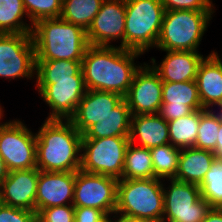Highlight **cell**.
Masks as SVG:
<instances>
[{"label":"cell","mask_w":222,"mask_h":222,"mask_svg":"<svg viewBox=\"0 0 222 222\" xmlns=\"http://www.w3.org/2000/svg\"><path fill=\"white\" fill-rule=\"evenodd\" d=\"M0 155L9 170L37 168L36 133L21 120L0 126Z\"/></svg>","instance_id":"9c48e42d"},{"label":"cell","mask_w":222,"mask_h":222,"mask_svg":"<svg viewBox=\"0 0 222 222\" xmlns=\"http://www.w3.org/2000/svg\"><path fill=\"white\" fill-rule=\"evenodd\" d=\"M23 16L28 17L23 0H0V33L31 34L33 24H27Z\"/></svg>","instance_id":"484cf974"},{"label":"cell","mask_w":222,"mask_h":222,"mask_svg":"<svg viewBox=\"0 0 222 222\" xmlns=\"http://www.w3.org/2000/svg\"><path fill=\"white\" fill-rule=\"evenodd\" d=\"M125 49L145 54L157 44L164 16L161 0H125Z\"/></svg>","instance_id":"8992f818"},{"label":"cell","mask_w":222,"mask_h":222,"mask_svg":"<svg viewBox=\"0 0 222 222\" xmlns=\"http://www.w3.org/2000/svg\"><path fill=\"white\" fill-rule=\"evenodd\" d=\"M39 170H15L0 184V203L35 212Z\"/></svg>","instance_id":"e0dca14e"},{"label":"cell","mask_w":222,"mask_h":222,"mask_svg":"<svg viewBox=\"0 0 222 222\" xmlns=\"http://www.w3.org/2000/svg\"><path fill=\"white\" fill-rule=\"evenodd\" d=\"M23 4L34 25L41 19L60 18L63 0H23Z\"/></svg>","instance_id":"1f68e13d"},{"label":"cell","mask_w":222,"mask_h":222,"mask_svg":"<svg viewBox=\"0 0 222 222\" xmlns=\"http://www.w3.org/2000/svg\"><path fill=\"white\" fill-rule=\"evenodd\" d=\"M181 149L168 143L150 149L153 163L154 178L165 179L175 178Z\"/></svg>","instance_id":"f1b7e54d"},{"label":"cell","mask_w":222,"mask_h":222,"mask_svg":"<svg viewBox=\"0 0 222 222\" xmlns=\"http://www.w3.org/2000/svg\"><path fill=\"white\" fill-rule=\"evenodd\" d=\"M196 82L202 108L222 110V64L212 53L200 63Z\"/></svg>","instance_id":"ffe728a7"},{"label":"cell","mask_w":222,"mask_h":222,"mask_svg":"<svg viewBox=\"0 0 222 222\" xmlns=\"http://www.w3.org/2000/svg\"><path fill=\"white\" fill-rule=\"evenodd\" d=\"M216 159L222 160V110H220V128L215 149L212 151Z\"/></svg>","instance_id":"f35d334b"},{"label":"cell","mask_w":222,"mask_h":222,"mask_svg":"<svg viewBox=\"0 0 222 222\" xmlns=\"http://www.w3.org/2000/svg\"><path fill=\"white\" fill-rule=\"evenodd\" d=\"M104 0H63L60 18L85 31L98 14Z\"/></svg>","instance_id":"4316f807"},{"label":"cell","mask_w":222,"mask_h":222,"mask_svg":"<svg viewBox=\"0 0 222 222\" xmlns=\"http://www.w3.org/2000/svg\"><path fill=\"white\" fill-rule=\"evenodd\" d=\"M131 116L127 102L123 99L107 116L92 125L82 139L129 137Z\"/></svg>","instance_id":"603a6c76"},{"label":"cell","mask_w":222,"mask_h":222,"mask_svg":"<svg viewBox=\"0 0 222 222\" xmlns=\"http://www.w3.org/2000/svg\"><path fill=\"white\" fill-rule=\"evenodd\" d=\"M115 214V215H114ZM115 218V219H113ZM109 222H158L151 219H144V218H138V217H131V216H125L118 213H113V216L111 218V215L107 218Z\"/></svg>","instance_id":"8d00e7d4"},{"label":"cell","mask_w":222,"mask_h":222,"mask_svg":"<svg viewBox=\"0 0 222 222\" xmlns=\"http://www.w3.org/2000/svg\"><path fill=\"white\" fill-rule=\"evenodd\" d=\"M202 222H222V208L212 207Z\"/></svg>","instance_id":"74e56055"},{"label":"cell","mask_w":222,"mask_h":222,"mask_svg":"<svg viewBox=\"0 0 222 222\" xmlns=\"http://www.w3.org/2000/svg\"><path fill=\"white\" fill-rule=\"evenodd\" d=\"M212 109H205L200 114L198 135L195 148L213 151L217 144L220 128V110L215 113Z\"/></svg>","instance_id":"f546056e"},{"label":"cell","mask_w":222,"mask_h":222,"mask_svg":"<svg viewBox=\"0 0 222 222\" xmlns=\"http://www.w3.org/2000/svg\"><path fill=\"white\" fill-rule=\"evenodd\" d=\"M36 56L32 34L0 33V78L32 79Z\"/></svg>","instance_id":"30bf717a"},{"label":"cell","mask_w":222,"mask_h":222,"mask_svg":"<svg viewBox=\"0 0 222 222\" xmlns=\"http://www.w3.org/2000/svg\"><path fill=\"white\" fill-rule=\"evenodd\" d=\"M215 11L165 10L156 48L196 51Z\"/></svg>","instance_id":"277c9868"},{"label":"cell","mask_w":222,"mask_h":222,"mask_svg":"<svg viewBox=\"0 0 222 222\" xmlns=\"http://www.w3.org/2000/svg\"><path fill=\"white\" fill-rule=\"evenodd\" d=\"M3 108H4V107H1V104H0V120H2V118H3V116H4V115H3V112H4V111H3ZM5 123H6V122L0 123V126L3 125V124H5Z\"/></svg>","instance_id":"b9f144b4"},{"label":"cell","mask_w":222,"mask_h":222,"mask_svg":"<svg viewBox=\"0 0 222 222\" xmlns=\"http://www.w3.org/2000/svg\"><path fill=\"white\" fill-rule=\"evenodd\" d=\"M142 53L119 46L89 45L82 59V74L87 90L127 94L137 70L142 64L134 61Z\"/></svg>","instance_id":"6da1fadb"},{"label":"cell","mask_w":222,"mask_h":222,"mask_svg":"<svg viewBox=\"0 0 222 222\" xmlns=\"http://www.w3.org/2000/svg\"><path fill=\"white\" fill-rule=\"evenodd\" d=\"M73 205L48 207L37 213V218L42 222H74Z\"/></svg>","instance_id":"d6a6232c"},{"label":"cell","mask_w":222,"mask_h":222,"mask_svg":"<svg viewBox=\"0 0 222 222\" xmlns=\"http://www.w3.org/2000/svg\"><path fill=\"white\" fill-rule=\"evenodd\" d=\"M119 179L76 171L73 206L102 210L108 217L116 211Z\"/></svg>","instance_id":"8fae6325"},{"label":"cell","mask_w":222,"mask_h":222,"mask_svg":"<svg viewBox=\"0 0 222 222\" xmlns=\"http://www.w3.org/2000/svg\"><path fill=\"white\" fill-rule=\"evenodd\" d=\"M33 222H42L41 220H39L37 217L35 218V220Z\"/></svg>","instance_id":"7bdbcfd3"},{"label":"cell","mask_w":222,"mask_h":222,"mask_svg":"<svg viewBox=\"0 0 222 222\" xmlns=\"http://www.w3.org/2000/svg\"><path fill=\"white\" fill-rule=\"evenodd\" d=\"M125 0H104L98 14L86 31L89 45L115 46L113 42L121 39L119 47L125 49Z\"/></svg>","instance_id":"5bb4252c"},{"label":"cell","mask_w":222,"mask_h":222,"mask_svg":"<svg viewBox=\"0 0 222 222\" xmlns=\"http://www.w3.org/2000/svg\"><path fill=\"white\" fill-rule=\"evenodd\" d=\"M76 172L40 171L35 212L61 205H73Z\"/></svg>","instance_id":"9a60e30c"},{"label":"cell","mask_w":222,"mask_h":222,"mask_svg":"<svg viewBox=\"0 0 222 222\" xmlns=\"http://www.w3.org/2000/svg\"><path fill=\"white\" fill-rule=\"evenodd\" d=\"M129 137L82 139L80 170L122 179Z\"/></svg>","instance_id":"52a82bcc"},{"label":"cell","mask_w":222,"mask_h":222,"mask_svg":"<svg viewBox=\"0 0 222 222\" xmlns=\"http://www.w3.org/2000/svg\"><path fill=\"white\" fill-rule=\"evenodd\" d=\"M31 34L36 61H82L89 46L86 31L61 18L37 21Z\"/></svg>","instance_id":"3957f363"},{"label":"cell","mask_w":222,"mask_h":222,"mask_svg":"<svg viewBox=\"0 0 222 222\" xmlns=\"http://www.w3.org/2000/svg\"><path fill=\"white\" fill-rule=\"evenodd\" d=\"M168 181L171 185L167 188L163 184L162 222H202L212 206L201 197L199 186L174 178Z\"/></svg>","instance_id":"ba28073f"},{"label":"cell","mask_w":222,"mask_h":222,"mask_svg":"<svg viewBox=\"0 0 222 222\" xmlns=\"http://www.w3.org/2000/svg\"><path fill=\"white\" fill-rule=\"evenodd\" d=\"M9 170L6 166L5 161L0 155V184L8 177Z\"/></svg>","instance_id":"ab89813d"},{"label":"cell","mask_w":222,"mask_h":222,"mask_svg":"<svg viewBox=\"0 0 222 222\" xmlns=\"http://www.w3.org/2000/svg\"><path fill=\"white\" fill-rule=\"evenodd\" d=\"M162 89L163 82L158 73L144 62L124 96L131 115L158 114L162 105Z\"/></svg>","instance_id":"4fadbf2b"},{"label":"cell","mask_w":222,"mask_h":222,"mask_svg":"<svg viewBox=\"0 0 222 222\" xmlns=\"http://www.w3.org/2000/svg\"><path fill=\"white\" fill-rule=\"evenodd\" d=\"M82 70V61H36V84H53V79L73 78Z\"/></svg>","instance_id":"83f0119b"},{"label":"cell","mask_w":222,"mask_h":222,"mask_svg":"<svg viewBox=\"0 0 222 222\" xmlns=\"http://www.w3.org/2000/svg\"><path fill=\"white\" fill-rule=\"evenodd\" d=\"M108 216L100 209L75 207L74 222H106Z\"/></svg>","instance_id":"d590c367"},{"label":"cell","mask_w":222,"mask_h":222,"mask_svg":"<svg viewBox=\"0 0 222 222\" xmlns=\"http://www.w3.org/2000/svg\"><path fill=\"white\" fill-rule=\"evenodd\" d=\"M199 188L201 197L212 207L222 208V160L215 158Z\"/></svg>","instance_id":"4dcf8cb0"},{"label":"cell","mask_w":222,"mask_h":222,"mask_svg":"<svg viewBox=\"0 0 222 222\" xmlns=\"http://www.w3.org/2000/svg\"><path fill=\"white\" fill-rule=\"evenodd\" d=\"M42 100L51 108L46 119L69 120L87 89L82 70L73 78L53 79V84H35Z\"/></svg>","instance_id":"7c38bea8"},{"label":"cell","mask_w":222,"mask_h":222,"mask_svg":"<svg viewBox=\"0 0 222 222\" xmlns=\"http://www.w3.org/2000/svg\"><path fill=\"white\" fill-rule=\"evenodd\" d=\"M165 10L215 11L212 0H161Z\"/></svg>","instance_id":"836d02e7"},{"label":"cell","mask_w":222,"mask_h":222,"mask_svg":"<svg viewBox=\"0 0 222 222\" xmlns=\"http://www.w3.org/2000/svg\"><path fill=\"white\" fill-rule=\"evenodd\" d=\"M129 141L147 149L168 144V122L159 114L131 116Z\"/></svg>","instance_id":"44dd1931"},{"label":"cell","mask_w":222,"mask_h":222,"mask_svg":"<svg viewBox=\"0 0 222 222\" xmlns=\"http://www.w3.org/2000/svg\"><path fill=\"white\" fill-rule=\"evenodd\" d=\"M159 65L151 58V67L158 73L162 82H186L196 80L200 63L205 57L196 51H165Z\"/></svg>","instance_id":"d6986e66"},{"label":"cell","mask_w":222,"mask_h":222,"mask_svg":"<svg viewBox=\"0 0 222 222\" xmlns=\"http://www.w3.org/2000/svg\"><path fill=\"white\" fill-rule=\"evenodd\" d=\"M159 178L119 179L116 213L162 222L163 182Z\"/></svg>","instance_id":"5b68a950"},{"label":"cell","mask_w":222,"mask_h":222,"mask_svg":"<svg viewBox=\"0 0 222 222\" xmlns=\"http://www.w3.org/2000/svg\"><path fill=\"white\" fill-rule=\"evenodd\" d=\"M204 110L205 109H199L184 117L169 121L168 129L170 144L179 149L195 147L200 114Z\"/></svg>","instance_id":"cb8c5ba5"},{"label":"cell","mask_w":222,"mask_h":222,"mask_svg":"<svg viewBox=\"0 0 222 222\" xmlns=\"http://www.w3.org/2000/svg\"><path fill=\"white\" fill-rule=\"evenodd\" d=\"M82 137L69 120L46 119L36 133L37 169L80 170Z\"/></svg>","instance_id":"7a4b0ae2"},{"label":"cell","mask_w":222,"mask_h":222,"mask_svg":"<svg viewBox=\"0 0 222 222\" xmlns=\"http://www.w3.org/2000/svg\"><path fill=\"white\" fill-rule=\"evenodd\" d=\"M215 158L210 150L195 147L181 149L174 179L199 186Z\"/></svg>","instance_id":"7402d4cb"},{"label":"cell","mask_w":222,"mask_h":222,"mask_svg":"<svg viewBox=\"0 0 222 222\" xmlns=\"http://www.w3.org/2000/svg\"><path fill=\"white\" fill-rule=\"evenodd\" d=\"M203 109L196 80L163 82L162 105L158 114L167 122Z\"/></svg>","instance_id":"2e32d148"},{"label":"cell","mask_w":222,"mask_h":222,"mask_svg":"<svg viewBox=\"0 0 222 222\" xmlns=\"http://www.w3.org/2000/svg\"><path fill=\"white\" fill-rule=\"evenodd\" d=\"M37 213L0 203V222H33Z\"/></svg>","instance_id":"e575fe53"},{"label":"cell","mask_w":222,"mask_h":222,"mask_svg":"<svg viewBox=\"0 0 222 222\" xmlns=\"http://www.w3.org/2000/svg\"><path fill=\"white\" fill-rule=\"evenodd\" d=\"M211 53L218 59V61L222 64V59L220 58L219 54L217 52L211 51Z\"/></svg>","instance_id":"60d3db41"},{"label":"cell","mask_w":222,"mask_h":222,"mask_svg":"<svg viewBox=\"0 0 222 222\" xmlns=\"http://www.w3.org/2000/svg\"><path fill=\"white\" fill-rule=\"evenodd\" d=\"M123 99L122 95L115 92L87 90L69 121L83 135L92 125L107 116Z\"/></svg>","instance_id":"ac0fdd59"},{"label":"cell","mask_w":222,"mask_h":222,"mask_svg":"<svg viewBox=\"0 0 222 222\" xmlns=\"http://www.w3.org/2000/svg\"><path fill=\"white\" fill-rule=\"evenodd\" d=\"M148 178H154L150 149L138 145L135 146V144L129 142L125 154L122 179Z\"/></svg>","instance_id":"d4e9b609"}]
</instances>
